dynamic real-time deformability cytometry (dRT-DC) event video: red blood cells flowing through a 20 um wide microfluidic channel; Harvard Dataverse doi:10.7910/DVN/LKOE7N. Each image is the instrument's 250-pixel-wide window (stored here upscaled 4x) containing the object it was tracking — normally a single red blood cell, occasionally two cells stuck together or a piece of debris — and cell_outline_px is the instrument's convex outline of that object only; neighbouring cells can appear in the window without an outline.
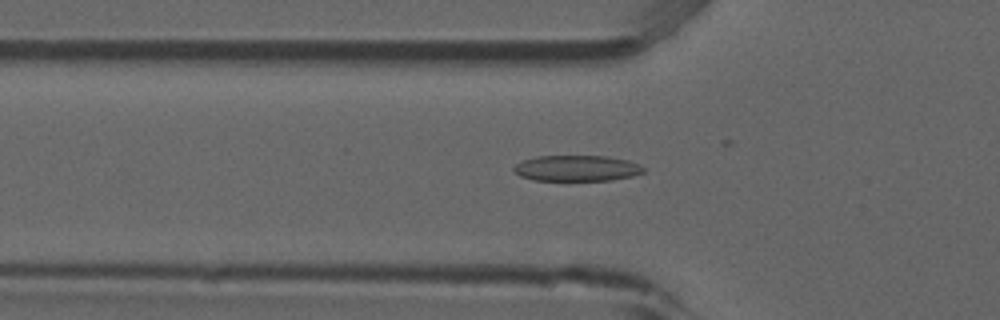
{"species": "common noctule bat (a hibernating species)", "species_latin": "Nyctalus noctula", "temperature_condition": "room temperature", "stored_images_in_passage": 54, "camera_frame_rate_fps": 3000, "um_per_image_px": 0.085, "animal": {"sex": "male", "forearm_length_mm": 52.5}, "frame": {"image": 1, "passage_image": 18, "time_ms": 5.667, "image_size_px": [1000, 320], "cell_outline_px": [[644, 172], [632, 176], [608, 180], [532, 180], [520, 176], [512, 168], [516, 164], [524, 160], [536, 156], [604, 156], [628, 160], [644, 168]], "centroid_in_image_um": [48.99, 14.3], "position_along_channel_um": 76.8, "area_um2": 19.31}}
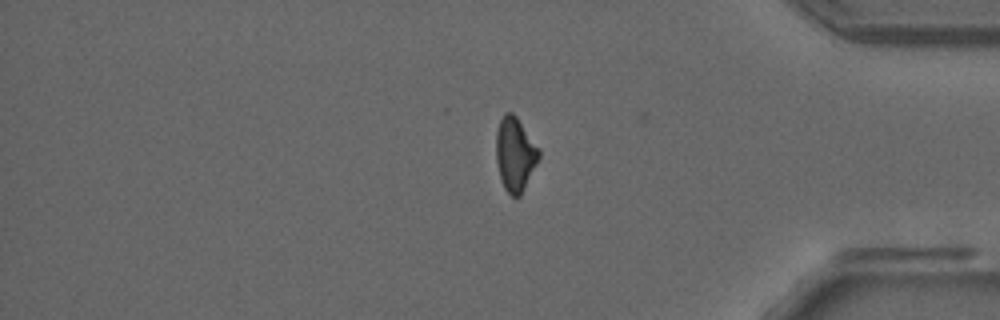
{"frame": {"image": 2, "passage_image": 44, "time_ms": 14.333, "image_size_px": [1000, 320], "cell_outline_px": [[540, 156], [520, 196], [512, 196], [504, 188], [500, 180], [496, 160], [496, 132], [500, 120], [504, 112], [512, 112], [516, 116], [540, 148]], "centroid_in_image_um": [43.77, 13.08], "position_along_channel_um": 391.4, "area_um2": 18.44}}
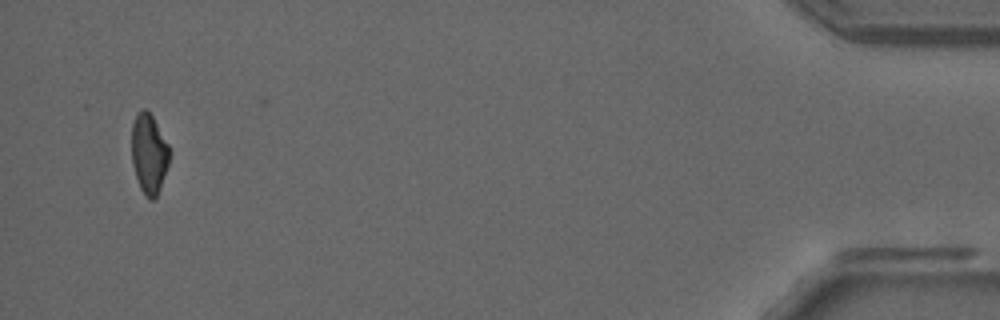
{"frame": {"image": 3, "passage_image": 51, "time_ms": 16.667, "image_size_px": [1000, 320], "cell_outline_px": [[168, 164], [160, 188], [156, 196], [152, 200], [148, 200], [140, 188], [132, 164], [132, 124], [136, 116], [144, 108], [152, 116], [168, 144]], "centroid_in_image_um": [12.65, 13.09], "position_along_channel_um": 422.6, "area_um2": 17.17}, "authors_computed_cell_mechanics": {"area_um2": 18.9295, "velocity_mm_per_s": 3.8962, "shape_relaxation_time_tau1_ms": null, "shape_relaxation_time_tau2_ms": 2.923, "deformation_change_tau1": null, "deformation_change_tau2": 0.1064}}